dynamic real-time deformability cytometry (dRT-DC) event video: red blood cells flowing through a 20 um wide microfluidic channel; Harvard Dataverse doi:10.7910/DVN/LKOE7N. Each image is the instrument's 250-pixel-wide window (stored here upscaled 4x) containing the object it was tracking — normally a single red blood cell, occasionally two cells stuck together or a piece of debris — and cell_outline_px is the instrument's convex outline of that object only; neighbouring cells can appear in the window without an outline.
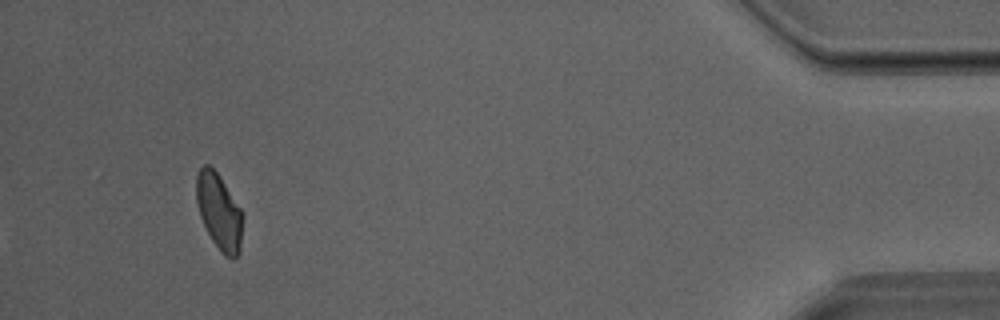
{"species": "Egyptian fruit bat (a non-hibernating species)", "species_latin": "Rousettus aegyptiacus", "temperature_condition": "room temperature", "stored_images_in_passage": 31, "camera_frame_rate_fps": 3000, "um_per_image_px": 0.085, "animal": {"sex": "male"}, "frame": {"image": 1, "passage_image": 31, "time_ms": 10.0, "image_size_px": [1000, 320], "cell_outline_px": [[244, 216], [240, 252], [232, 260], [224, 256], [220, 252], [212, 240], [200, 216], [196, 200], [196, 176], [200, 168], [204, 164], [208, 164], [216, 172], [244, 212]], "centroid_in_image_um": [18.65, 18.03], "position_along_channel_um": 416.5, "area_um2": 20.75}}